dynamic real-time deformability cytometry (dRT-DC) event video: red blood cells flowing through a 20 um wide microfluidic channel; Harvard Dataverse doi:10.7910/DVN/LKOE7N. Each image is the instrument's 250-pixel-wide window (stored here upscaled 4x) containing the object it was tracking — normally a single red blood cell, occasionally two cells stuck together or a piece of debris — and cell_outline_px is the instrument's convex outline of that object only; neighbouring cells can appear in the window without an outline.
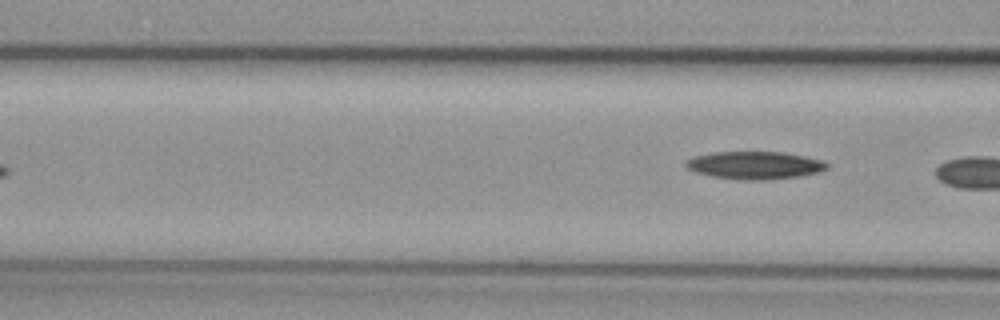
{"species": "common noctule bat (a hibernating species)", "species_latin": "Nyctalus noctula", "temperature_condition": "cold", "stored_images_in_passage": 7, "segment_of_instrument_passage": [2, 2], "camera_frame_rate_fps": 3000, "um_per_image_px": 0.085, "animal": {"sex": "female", "body_mass_g": 29.2, "forearm_length_mm": 56.3}, "frame": {"image": 1, "passage_image": 7, "time_ms": 7.667, "image_size_px": [1000, 320], "cell_outline_px": [[828, 168], [820, 172], [796, 176], [764, 180], [740, 180], [712, 176], [696, 172], [688, 168], [684, 164], [684, 160], [696, 156], [712, 152], [784, 152], [804, 156], [820, 160], [828, 164]], "centroid_in_image_um": [64.13, 14.04], "position_along_channel_um": 102.5, "area_um2": 22.66}}